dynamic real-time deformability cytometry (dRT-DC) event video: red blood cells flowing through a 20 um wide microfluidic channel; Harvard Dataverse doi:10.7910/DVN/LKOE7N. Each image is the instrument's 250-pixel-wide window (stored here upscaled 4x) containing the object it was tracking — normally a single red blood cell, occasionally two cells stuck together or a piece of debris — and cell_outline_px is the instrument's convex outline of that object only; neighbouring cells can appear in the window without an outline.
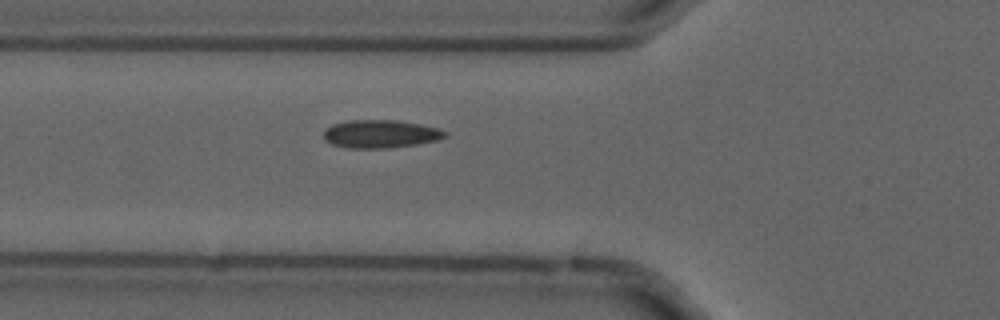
{"species": "common noctule bat (a hibernating species)", "species_latin": "Nyctalus noctula", "temperature_condition": "cold", "stored_images_in_passage": 44, "camera_frame_rate_fps": 3000, "um_per_image_px": 0.085, "animal": {"sex": "male", "forearm_length_mm": 52.5}, "frame": {"image": 1, "passage_image": 8, "time_ms": 2.333, "image_size_px": [1000, 320], "cell_outline_px": [[448, 136], [440, 140], [416, 144], [388, 148], [348, 148], [332, 144], [324, 140], [324, 128], [332, 124], [348, 120], [396, 120], [420, 124], [440, 128], [448, 132]], "centroid_in_image_um": [32.36, 11.38], "position_along_channel_um": 93.4, "area_um2": 20.11}}
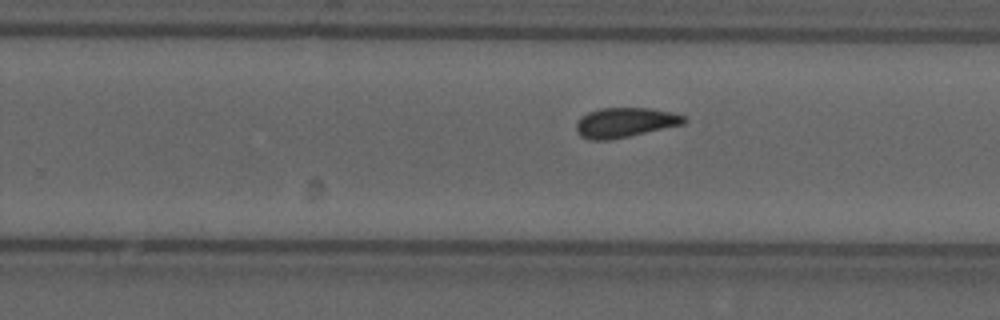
{"frame": {"image": 2, "passage_image": 23, "time_ms": 7.333, "image_size_px": [1000, 320], "cell_outline_px": [[688, 120], [684, 124], [628, 136], [608, 140], [588, 140], [580, 136], [576, 132], [576, 124], [580, 116], [588, 112], [600, 108], [648, 108], [672, 112], [684, 116]], "centroid_in_image_um": [53.09, 10.41], "position_along_channel_um": 276.7, "area_um2": 18.73}}
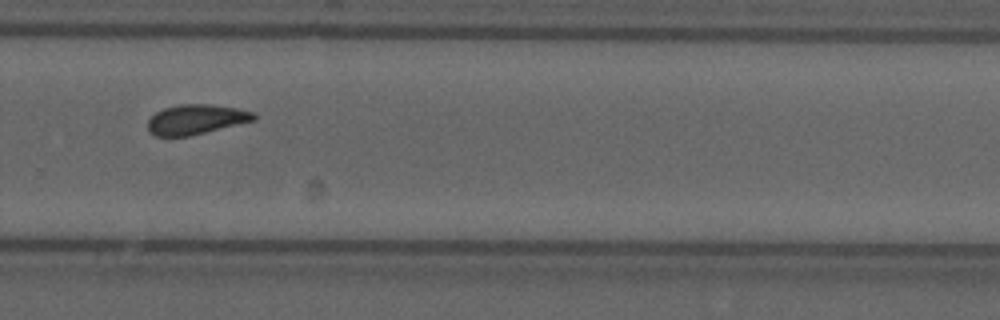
{"frame": {"image": 3, "passage_image": 26, "time_ms": 8.333, "image_size_px": [1000, 320], "cell_outline_px": [[256, 120], [188, 136], [156, 136], [148, 132], [148, 120], [156, 112], [164, 108], [180, 104], [212, 104], [236, 108], [252, 112], [256, 116]], "centroid_in_image_um": [16.64, 10.15], "position_along_channel_um": 313.2, "area_um2": 18.32}, "authors_computed_cell_mechanics": {"area_um2": 18.4671, "velocity_mm_per_s": 3.6595, "shape_relaxation_time_tau1_ms": null, "shape_relaxation_time_tau2_ms": 3.3647, "deformation_change_tau1": null, "deformation_change_tau2": 0.0661}}